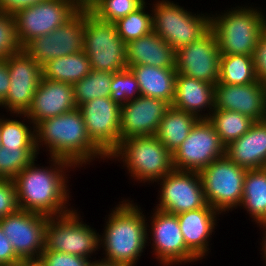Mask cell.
Instances as JSON below:
<instances>
[{
  "label": "cell",
  "instance_id": "cell-25",
  "mask_svg": "<svg viewBox=\"0 0 266 266\" xmlns=\"http://www.w3.org/2000/svg\"><path fill=\"white\" fill-rule=\"evenodd\" d=\"M127 66L176 68V51L154 31L126 44Z\"/></svg>",
  "mask_w": 266,
  "mask_h": 266
},
{
  "label": "cell",
  "instance_id": "cell-19",
  "mask_svg": "<svg viewBox=\"0 0 266 266\" xmlns=\"http://www.w3.org/2000/svg\"><path fill=\"white\" fill-rule=\"evenodd\" d=\"M214 109L236 111L255 122L266 120L265 83L259 80L247 85L217 82Z\"/></svg>",
  "mask_w": 266,
  "mask_h": 266
},
{
  "label": "cell",
  "instance_id": "cell-12",
  "mask_svg": "<svg viewBox=\"0 0 266 266\" xmlns=\"http://www.w3.org/2000/svg\"><path fill=\"white\" fill-rule=\"evenodd\" d=\"M156 183L160 211L178 215L207 205L199 172L173 169Z\"/></svg>",
  "mask_w": 266,
  "mask_h": 266
},
{
  "label": "cell",
  "instance_id": "cell-42",
  "mask_svg": "<svg viewBox=\"0 0 266 266\" xmlns=\"http://www.w3.org/2000/svg\"><path fill=\"white\" fill-rule=\"evenodd\" d=\"M20 260L14 252L11 242L4 235L0 225V266L12 264Z\"/></svg>",
  "mask_w": 266,
  "mask_h": 266
},
{
  "label": "cell",
  "instance_id": "cell-45",
  "mask_svg": "<svg viewBox=\"0 0 266 266\" xmlns=\"http://www.w3.org/2000/svg\"><path fill=\"white\" fill-rule=\"evenodd\" d=\"M257 226L258 227H260L259 229L261 230V231H263L262 233V235H264L263 237H262V242L260 243V247H261V249H260V251H262L260 254L262 255V259L263 260H261V261H263L264 262V264H265V266H266V221H264V222H262V223H258L257 224ZM262 228V229H261ZM263 253V254H262Z\"/></svg>",
  "mask_w": 266,
  "mask_h": 266
},
{
  "label": "cell",
  "instance_id": "cell-33",
  "mask_svg": "<svg viewBox=\"0 0 266 266\" xmlns=\"http://www.w3.org/2000/svg\"><path fill=\"white\" fill-rule=\"evenodd\" d=\"M112 77V72L91 70L87 76L76 82L73 87L78 108L97 97H110Z\"/></svg>",
  "mask_w": 266,
  "mask_h": 266
},
{
  "label": "cell",
  "instance_id": "cell-20",
  "mask_svg": "<svg viewBox=\"0 0 266 266\" xmlns=\"http://www.w3.org/2000/svg\"><path fill=\"white\" fill-rule=\"evenodd\" d=\"M170 105L160 99L139 96L120 108V141L155 135Z\"/></svg>",
  "mask_w": 266,
  "mask_h": 266
},
{
  "label": "cell",
  "instance_id": "cell-28",
  "mask_svg": "<svg viewBox=\"0 0 266 266\" xmlns=\"http://www.w3.org/2000/svg\"><path fill=\"white\" fill-rule=\"evenodd\" d=\"M90 61L83 51L46 62L42 66V77L74 85L91 72Z\"/></svg>",
  "mask_w": 266,
  "mask_h": 266
},
{
  "label": "cell",
  "instance_id": "cell-4",
  "mask_svg": "<svg viewBox=\"0 0 266 266\" xmlns=\"http://www.w3.org/2000/svg\"><path fill=\"white\" fill-rule=\"evenodd\" d=\"M250 6V7H249ZM241 5L211 14V29L221 55H252L266 31V14L261 7Z\"/></svg>",
  "mask_w": 266,
  "mask_h": 266
},
{
  "label": "cell",
  "instance_id": "cell-24",
  "mask_svg": "<svg viewBox=\"0 0 266 266\" xmlns=\"http://www.w3.org/2000/svg\"><path fill=\"white\" fill-rule=\"evenodd\" d=\"M225 155L247 170L266 166V120L255 122L240 138L225 147Z\"/></svg>",
  "mask_w": 266,
  "mask_h": 266
},
{
  "label": "cell",
  "instance_id": "cell-44",
  "mask_svg": "<svg viewBox=\"0 0 266 266\" xmlns=\"http://www.w3.org/2000/svg\"><path fill=\"white\" fill-rule=\"evenodd\" d=\"M10 87V75L5 59H0V104L5 100Z\"/></svg>",
  "mask_w": 266,
  "mask_h": 266
},
{
  "label": "cell",
  "instance_id": "cell-11",
  "mask_svg": "<svg viewBox=\"0 0 266 266\" xmlns=\"http://www.w3.org/2000/svg\"><path fill=\"white\" fill-rule=\"evenodd\" d=\"M151 214L153 215L149 216L150 219L146 220L147 240L150 241L152 254L159 261V265L179 266L199 262V259L186 247L177 215L156 208Z\"/></svg>",
  "mask_w": 266,
  "mask_h": 266
},
{
  "label": "cell",
  "instance_id": "cell-32",
  "mask_svg": "<svg viewBox=\"0 0 266 266\" xmlns=\"http://www.w3.org/2000/svg\"><path fill=\"white\" fill-rule=\"evenodd\" d=\"M208 120L214 125L225 147L244 135L255 123L254 120L239 112L222 109H214Z\"/></svg>",
  "mask_w": 266,
  "mask_h": 266
},
{
  "label": "cell",
  "instance_id": "cell-16",
  "mask_svg": "<svg viewBox=\"0 0 266 266\" xmlns=\"http://www.w3.org/2000/svg\"><path fill=\"white\" fill-rule=\"evenodd\" d=\"M220 50L214 31L176 51V71L179 74L216 85L220 72Z\"/></svg>",
  "mask_w": 266,
  "mask_h": 266
},
{
  "label": "cell",
  "instance_id": "cell-27",
  "mask_svg": "<svg viewBox=\"0 0 266 266\" xmlns=\"http://www.w3.org/2000/svg\"><path fill=\"white\" fill-rule=\"evenodd\" d=\"M198 120L199 118L194 114L170 106L166 110L155 136L173 154L188 137Z\"/></svg>",
  "mask_w": 266,
  "mask_h": 266
},
{
  "label": "cell",
  "instance_id": "cell-34",
  "mask_svg": "<svg viewBox=\"0 0 266 266\" xmlns=\"http://www.w3.org/2000/svg\"><path fill=\"white\" fill-rule=\"evenodd\" d=\"M146 0H85L84 5L97 19L115 23L140 8Z\"/></svg>",
  "mask_w": 266,
  "mask_h": 266
},
{
  "label": "cell",
  "instance_id": "cell-47",
  "mask_svg": "<svg viewBox=\"0 0 266 266\" xmlns=\"http://www.w3.org/2000/svg\"><path fill=\"white\" fill-rule=\"evenodd\" d=\"M26 266H45L40 259L26 260Z\"/></svg>",
  "mask_w": 266,
  "mask_h": 266
},
{
  "label": "cell",
  "instance_id": "cell-6",
  "mask_svg": "<svg viewBox=\"0 0 266 266\" xmlns=\"http://www.w3.org/2000/svg\"><path fill=\"white\" fill-rule=\"evenodd\" d=\"M155 1L150 4L153 31L175 51L199 39L211 28V13L190 12L171 0Z\"/></svg>",
  "mask_w": 266,
  "mask_h": 266
},
{
  "label": "cell",
  "instance_id": "cell-10",
  "mask_svg": "<svg viewBox=\"0 0 266 266\" xmlns=\"http://www.w3.org/2000/svg\"><path fill=\"white\" fill-rule=\"evenodd\" d=\"M83 0H46L13 14L15 35L21 48L38 36L51 33L69 20Z\"/></svg>",
  "mask_w": 266,
  "mask_h": 266
},
{
  "label": "cell",
  "instance_id": "cell-23",
  "mask_svg": "<svg viewBox=\"0 0 266 266\" xmlns=\"http://www.w3.org/2000/svg\"><path fill=\"white\" fill-rule=\"evenodd\" d=\"M214 98L215 85L177 73L172 107L208 119L214 110Z\"/></svg>",
  "mask_w": 266,
  "mask_h": 266
},
{
  "label": "cell",
  "instance_id": "cell-7",
  "mask_svg": "<svg viewBox=\"0 0 266 266\" xmlns=\"http://www.w3.org/2000/svg\"><path fill=\"white\" fill-rule=\"evenodd\" d=\"M83 52L92 70L116 73L128 69L126 43L115 24L97 19L85 5Z\"/></svg>",
  "mask_w": 266,
  "mask_h": 266
},
{
  "label": "cell",
  "instance_id": "cell-36",
  "mask_svg": "<svg viewBox=\"0 0 266 266\" xmlns=\"http://www.w3.org/2000/svg\"><path fill=\"white\" fill-rule=\"evenodd\" d=\"M37 157V148L0 147V178L14 179Z\"/></svg>",
  "mask_w": 266,
  "mask_h": 266
},
{
  "label": "cell",
  "instance_id": "cell-14",
  "mask_svg": "<svg viewBox=\"0 0 266 266\" xmlns=\"http://www.w3.org/2000/svg\"><path fill=\"white\" fill-rule=\"evenodd\" d=\"M84 5L51 33L38 36L22 49L38 64L83 51Z\"/></svg>",
  "mask_w": 266,
  "mask_h": 266
},
{
  "label": "cell",
  "instance_id": "cell-29",
  "mask_svg": "<svg viewBox=\"0 0 266 266\" xmlns=\"http://www.w3.org/2000/svg\"><path fill=\"white\" fill-rule=\"evenodd\" d=\"M241 207L254 224L266 221V169L247 170L243 184Z\"/></svg>",
  "mask_w": 266,
  "mask_h": 266
},
{
  "label": "cell",
  "instance_id": "cell-15",
  "mask_svg": "<svg viewBox=\"0 0 266 266\" xmlns=\"http://www.w3.org/2000/svg\"><path fill=\"white\" fill-rule=\"evenodd\" d=\"M48 217L19 209L0 219L1 229L21 260L39 259L45 247Z\"/></svg>",
  "mask_w": 266,
  "mask_h": 266
},
{
  "label": "cell",
  "instance_id": "cell-5",
  "mask_svg": "<svg viewBox=\"0 0 266 266\" xmlns=\"http://www.w3.org/2000/svg\"><path fill=\"white\" fill-rule=\"evenodd\" d=\"M108 159L118 160L130 179L143 184H152L174 169L172 154L155 135L122 139Z\"/></svg>",
  "mask_w": 266,
  "mask_h": 266
},
{
  "label": "cell",
  "instance_id": "cell-38",
  "mask_svg": "<svg viewBox=\"0 0 266 266\" xmlns=\"http://www.w3.org/2000/svg\"><path fill=\"white\" fill-rule=\"evenodd\" d=\"M21 49L15 35L13 15L0 12V59H6Z\"/></svg>",
  "mask_w": 266,
  "mask_h": 266
},
{
  "label": "cell",
  "instance_id": "cell-46",
  "mask_svg": "<svg viewBox=\"0 0 266 266\" xmlns=\"http://www.w3.org/2000/svg\"><path fill=\"white\" fill-rule=\"evenodd\" d=\"M94 260L95 259L93 258L89 266H128L126 264L113 263V262L101 259V257L98 260L97 259L95 261Z\"/></svg>",
  "mask_w": 266,
  "mask_h": 266
},
{
  "label": "cell",
  "instance_id": "cell-3",
  "mask_svg": "<svg viewBox=\"0 0 266 266\" xmlns=\"http://www.w3.org/2000/svg\"><path fill=\"white\" fill-rule=\"evenodd\" d=\"M129 199L118 202L115 208H111L108 219L105 217L104 231L99 235V250L103 249L101 259L136 266L144 249L150 245L147 240L146 214H143V208L136 202L133 203L134 200Z\"/></svg>",
  "mask_w": 266,
  "mask_h": 266
},
{
  "label": "cell",
  "instance_id": "cell-1",
  "mask_svg": "<svg viewBox=\"0 0 266 266\" xmlns=\"http://www.w3.org/2000/svg\"><path fill=\"white\" fill-rule=\"evenodd\" d=\"M49 160L50 167L38 166L37 159L34 160L13 179L21 210L54 217L74 209L69 202L68 176L77 167L62 158L49 157Z\"/></svg>",
  "mask_w": 266,
  "mask_h": 266
},
{
  "label": "cell",
  "instance_id": "cell-30",
  "mask_svg": "<svg viewBox=\"0 0 266 266\" xmlns=\"http://www.w3.org/2000/svg\"><path fill=\"white\" fill-rule=\"evenodd\" d=\"M9 114L11 116L16 115L15 119L4 118V115L0 116L1 147L36 148L35 125L33 122L24 113ZM17 117H20V120H17Z\"/></svg>",
  "mask_w": 266,
  "mask_h": 266
},
{
  "label": "cell",
  "instance_id": "cell-22",
  "mask_svg": "<svg viewBox=\"0 0 266 266\" xmlns=\"http://www.w3.org/2000/svg\"><path fill=\"white\" fill-rule=\"evenodd\" d=\"M219 215L221 214L208 204L177 215L186 247L201 261L211 252L210 240L216 232L214 230L219 223Z\"/></svg>",
  "mask_w": 266,
  "mask_h": 266
},
{
  "label": "cell",
  "instance_id": "cell-17",
  "mask_svg": "<svg viewBox=\"0 0 266 266\" xmlns=\"http://www.w3.org/2000/svg\"><path fill=\"white\" fill-rule=\"evenodd\" d=\"M10 87L0 107L10 113H25L42 78V66L23 49L6 59Z\"/></svg>",
  "mask_w": 266,
  "mask_h": 266
},
{
  "label": "cell",
  "instance_id": "cell-31",
  "mask_svg": "<svg viewBox=\"0 0 266 266\" xmlns=\"http://www.w3.org/2000/svg\"><path fill=\"white\" fill-rule=\"evenodd\" d=\"M258 81L252 55H221L218 82L247 85Z\"/></svg>",
  "mask_w": 266,
  "mask_h": 266
},
{
  "label": "cell",
  "instance_id": "cell-43",
  "mask_svg": "<svg viewBox=\"0 0 266 266\" xmlns=\"http://www.w3.org/2000/svg\"><path fill=\"white\" fill-rule=\"evenodd\" d=\"M46 0H0V12L14 14L18 10Z\"/></svg>",
  "mask_w": 266,
  "mask_h": 266
},
{
  "label": "cell",
  "instance_id": "cell-8",
  "mask_svg": "<svg viewBox=\"0 0 266 266\" xmlns=\"http://www.w3.org/2000/svg\"><path fill=\"white\" fill-rule=\"evenodd\" d=\"M83 220L75 208L66 214L48 217L44 249L92 259L100 249L99 232Z\"/></svg>",
  "mask_w": 266,
  "mask_h": 266
},
{
  "label": "cell",
  "instance_id": "cell-18",
  "mask_svg": "<svg viewBox=\"0 0 266 266\" xmlns=\"http://www.w3.org/2000/svg\"><path fill=\"white\" fill-rule=\"evenodd\" d=\"M120 108L110 97H97L79 107L88 136L107 156L120 143Z\"/></svg>",
  "mask_w": 266,
  "mask_h": 266
},
{
  "label": "cell",
  "instance_id": "cell-21",
  "mask_svg": "<svg viewBox=\"0 0 266 266\" xmlns=\"http://www.w3.org/2000/svg\"><path fill=\"white\" fill-rule=\"evenodd\" d=\"M78 108L74 87L65 82L41 78L30 107L24 113L36 126L42 120Z\"/></svg>",
  "mask_w": 266,
  "mask_h": 266
},
{
  "label": "cell",
  "instance_id": "cell-13",
  "mask_svg": "<svg viewBox=\"0 0 266 266\" xmlns=\"http://www.w3.org/2000/svg\"><path fill=\"white\" fill-rule=\"evenodd\" d=\"M225 155L214 125L208 119H199L188 137L172 154L176 170L200 172L210 163Z\"/></svg>",
  "mask_w": 266,
  "mask_h": 266
},
{
  "label": "cell",
  "instance_id": "cell-9",
  "mask_svg": "<svg viewBox=\"0 0 266 266\" xmlns=\"http://www.w3.org/2000/svg\"><path fill=\"white\" fill-rule=\"evenodd\" d=\"M246 172L226 155L202 169L199 174L207 204L222 216L240 208Z\"/></svg>",
  "mask_w": 266,
  "mask_h": 266
},
{
  "label": "cell",
  "instance_id": "cell-39",
  "mask_svg": "<svg viewBox=\"0 0 266 266\" xmlns=\"http://www.w3.org/2000/svg\"><path fill=\"white\" fill-rule=\"evenodd\" d=\"M19 209L13 179L0 178V219L15 213Z\"/></svg>",
  "mask_w": 266,
  "mask_h": 266
},
{
  "label": "cell",
  "instance_id": "cell-41",
  "mask_svg": "<svg viewBox=\"0 0 266 266\" xmlns=\"http://www.w3.org/2000/svg\"><path fill=\"white\" fill-rule=\"evenodd\" d=\"M253 63L259 81H266V31L259 37L253 53Z\"/></svg>",
  "mask_w": 266,
  "mask_h": 266
},
{
  "label": "cell",
  "instance_id": "cell-37",
  "mask_svg": "<svg viewBox=\"0 0 266 266\" xmlns=\"http://www.w3.org/2000/svg\"><path fill=\"white\" fill-rule=\"evenodd\" d=\"M110 90V98L119 106L135 100L141 95L138 81L129 68L113 73Z\"/></svg>",
  "mask_w": 266,
  "mask_h": 266
},
{
  "label": "cell",
  "instance_id": "cell-26",
  "mask_svg": "<svg viewBox=\"0 0 266 266\" xmlns=\"http://www.w3.org/2000/svg\"><path fill=\"white\" fill-rule=\"evenodd\" d=\"M135 75L141 96L167 102L170 106L175 96L177 71L175 68H160L151 65L128 67Z\"/></svg>",
  "mask_w": 266,
  "mask_h": 266
},
{
  "label": "cell",
  "instance_id": "cell-2",
  "mask_svg": "<svg viewBox=\"0 0 266 266\" xmlns=\"http://www.w3.org/2000/svg\"><path fill=\"white\" fill-rule=\"evenodd\" d=\"M36 148H46L53 158L68 160L76 167H85L97 158L108 156L88 136L83 115L79 108L59 116L42 120L35 126Z\"/></svg>",
  "mask_w": 266,
  "mask_h": 266
},
{
  "label": "cell",
  "instance_id": "cell-40",
  "mask_svg": "<svg viewBox=\"0 0 266 266\" xmlns=\"http://www.w3.org/2000/svg\"><path fill=\"white\" fill-rule=\"evenodd\" d=\"M45 266H89L91 259L74 254L43 250L40 258Z\"/></svg>",
  "mask_w": 266,
  "mask_h": 266
},
{
  "label": "cell",
  "instance_id": "cell-35",
  "mask_svg": "<svg viewBox=\"0 0 266 266\" xmlns=\"http://www.w3.org/2000/svg\"><path fill=\"white\" fill-rule=\"evenodd\" d=\"M147 5H150V3L145 2L136 11L114 23L120 38L126 44L153 31L152 10L148 11Z\"/></svg>",
  "mask_w": 266,
  "mask_h": 266
},
{
  "label": "cell",
  "instance_id": "cell-48",
  "mask_svg": "<svg viewBox=\"0 0 266 266\" xmlns=\"http://www.w3.org/2000/svg\"><path fill=\"white\" fill-rule=\"evenodd\" d=\"M1 266H26V260H20L12 264L1 265Z\"/></svg>",
  "mask_w": 266,
  "mask_h": 266
}]
</instances>
